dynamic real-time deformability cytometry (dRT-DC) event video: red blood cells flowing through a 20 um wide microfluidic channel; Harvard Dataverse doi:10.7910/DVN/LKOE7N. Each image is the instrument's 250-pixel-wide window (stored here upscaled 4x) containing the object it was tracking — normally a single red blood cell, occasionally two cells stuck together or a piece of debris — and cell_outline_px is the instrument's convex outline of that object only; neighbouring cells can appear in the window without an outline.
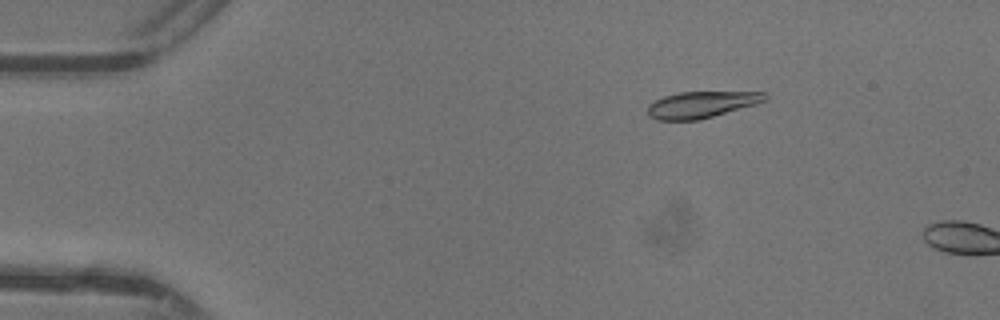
{"species": "common noctule bat (a hibernating species)", "species_latin": "Nyctalus noctula", "temperature_condition": "warm", "stored_images_in_passage": 7, "camera_frame_rate_fps": 3000, "um_per_image_px": 0.085, "animal": {"sex": "female"}, "frame": {"image": 1, "passage_image": 4, "time_ms": 1.0, "image_size_px": [1000, 320], "cell_outline_px": [[768, 100], [756, 104], [700, 120], [656, 120], [648, 116], [648, 104], [664, 96], [680, 92], [764, 92], [768, 96]], "centroid_in_image_um": [59.63, 8.89], "position_along_channel_um": 25.4, "area_um2": 18.15}}